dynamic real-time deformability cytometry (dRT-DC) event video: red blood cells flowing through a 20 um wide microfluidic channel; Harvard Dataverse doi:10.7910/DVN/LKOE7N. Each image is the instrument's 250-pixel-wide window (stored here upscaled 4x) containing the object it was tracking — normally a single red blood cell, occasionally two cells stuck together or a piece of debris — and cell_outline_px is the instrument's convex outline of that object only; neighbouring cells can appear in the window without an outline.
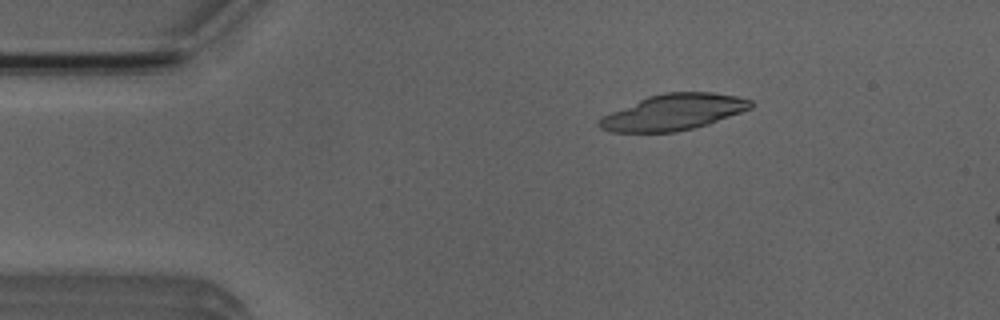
{"species": "Egyptian fruit bat (a non-hibernating species)", "species_latin": "Rousettus aegyptiacus", "temperature_condition": "room temperature", "stored_images_in_passage": 5, "camera_frame_rate_fps": 3000, "um_per_image_px": 0.085, "animal": {"sex": "male"}, "frame": {"image": 1, "passage_image": 3, "time_ms": 2.333, "image_size_px": [1000, 320], "cell_outline_px": [[752, 108], [708, 124], [676, 132], [612, 132], [600, 128], [596, 124], [600, 116], [648, 96], [664, 92], [712, 92], [736, 96], [752, 100]], "centroid_in_image_um": [57.21, 9.53], "position_along_channel_um": 27.8, "area_um2": 31.79}}